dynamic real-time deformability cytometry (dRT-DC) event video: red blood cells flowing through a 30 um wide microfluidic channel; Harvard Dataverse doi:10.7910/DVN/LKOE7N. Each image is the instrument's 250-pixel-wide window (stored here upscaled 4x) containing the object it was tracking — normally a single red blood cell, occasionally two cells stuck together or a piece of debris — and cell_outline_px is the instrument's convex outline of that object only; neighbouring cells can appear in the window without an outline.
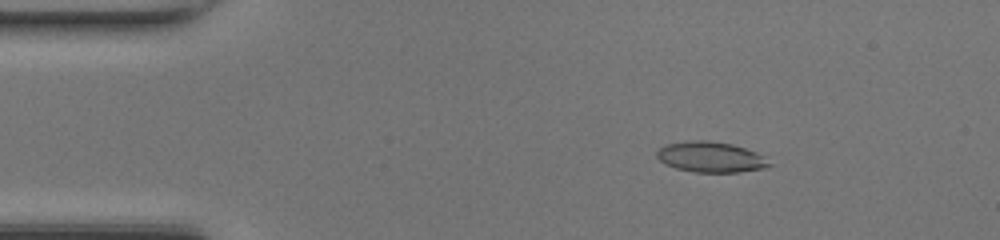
{"species": "common noctule bat (a hibernating species)", "species_latin": "Nyctalus noctula", "temperature_condition": "room temperature", "stored_images_in_passage": 47, "camera_frame_rate_fps": 3000, "um_per_image_px": 0.085, "animal": {"sex": "female", "body_mass_g": 17.0, "forearm_length_mm": 48.0}, "frame": {"image": 1, "passage_image": 7, "time_ms": 2.0, "image_size_px": [1000, 240], "cell_outline_px": [[772, 164], [764, 168], [740, 172], [696, 172], [676, 168], [664, 164], [656, 156], [656, 152], [660, 148], [668, 144], [688, 140], [708, 140], [732, 144], [756, 152], [764, 156]], "centroid_in_image_um": [60.41, 13.34], "position_along_channel_um": 24.6, "area_um2": 20.0}}
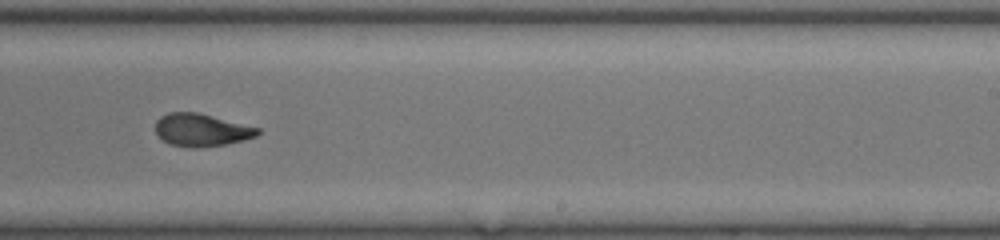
{"frame": {"image": 2, "passage_image": 29, "time_ms": 9.333, "image_size_px": [1000, 240], "cell_outline_px": [[260, 132], [256, 136], [224, 144], [200, 148], [192, 148], [168, 144], [156, 132], [156, 120], [160, 116], [168, 112], [196, 112], [260, 128]], "centroid_in_image_um": [17.09, 11.05], "position_along_channel_um": 271.9, "area_um2": 19.25}}
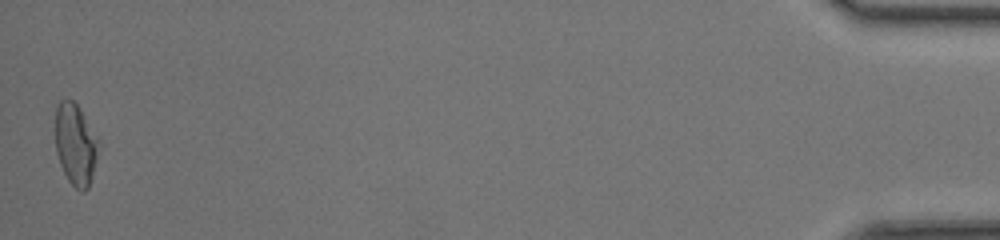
{"frame": {"image": 3, "passage_image": 47, "time_ms": 15.333, "image_size_px": [1000, 240], "cell_outline_px": [[100, 144], [92, 176], [88, 188], [84, 192], [80, 192], [68, 180], [60, 164], [56, 152], [52, 132], [56, 104], [60, 100], [72, 100], [80, 108], [100, 140]], "centroid_in_image_um": [6.38, 12.23], "position_along_channel_um": 428.8, "area_um2": 21.33}, "authors_computed_cell_mechanics": {"area_um2": 20.1144, "velocity_mm_per_s": 4.3304, "shape_relaxation_time_tau1_ms": 7.2408, "shape_relaxation_time_tau2_ms": 1.585, "deformation_change_tau1": 0.2418, "deformation_change_tau2": 0.0716}}